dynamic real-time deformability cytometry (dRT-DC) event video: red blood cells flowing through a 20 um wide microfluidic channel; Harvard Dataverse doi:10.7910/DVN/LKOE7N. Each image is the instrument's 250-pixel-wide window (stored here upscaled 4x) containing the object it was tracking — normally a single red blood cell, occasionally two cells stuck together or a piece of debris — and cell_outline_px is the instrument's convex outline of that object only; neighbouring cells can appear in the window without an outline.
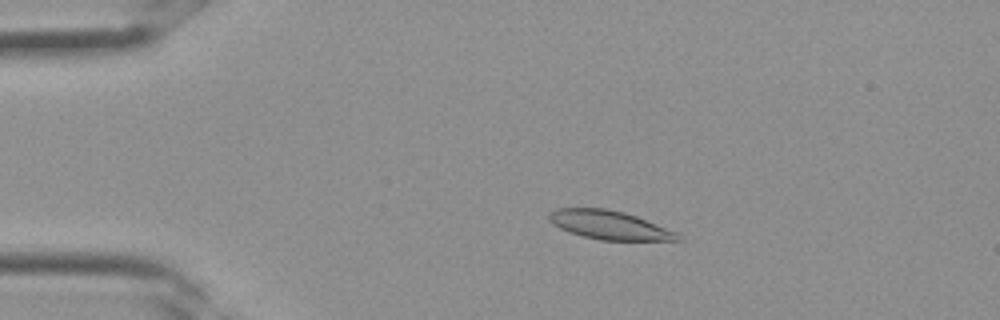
{"species": "Egyptian fruit bat (a non-hibernating species)", "species_latin": "Rousettus aegyptiacus", "temperature_condition": "room temperature", "stored_images_in_passage": 34, "camera_frame_rate_fps": 3000, "um_per_image_px": 0.085, "frame": {"image": 1, "passage_image": 7, "time_ms": 2.0, "image_size_px": [1000, 320], "cell_outline_px": [[684, 240], [600, 240], [568, 232], [552, 224], [548, 220], [548, 216], [556, 208], [608, 208], [624, 212], [636, 216], [676, 232]], "centroid_in_image_um": [51.77, 19.12], "position_along_channel_um": 33.2, "area_um2": 21.39}}
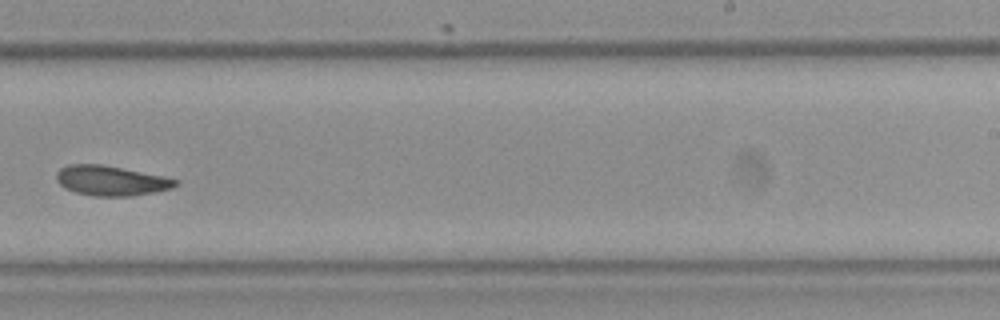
{"frame": {"image": 2, "passage_image": 22, "time_ms": 7.0, "image_size_px": [1000, 320], "cell_outline_px": [[180, 184], [172, 188], [156, 192], [132, 196], [92, 196], [76, 192], [64, 188], [56, 180], [56, 172], [60, 168], [68, 164], [100, 164], [164, 176], [180, 180]], "centroid_in_image_um": [9.45, 15.36], "position_along_channel_um": 279.5, "area_um2": 20.92}}
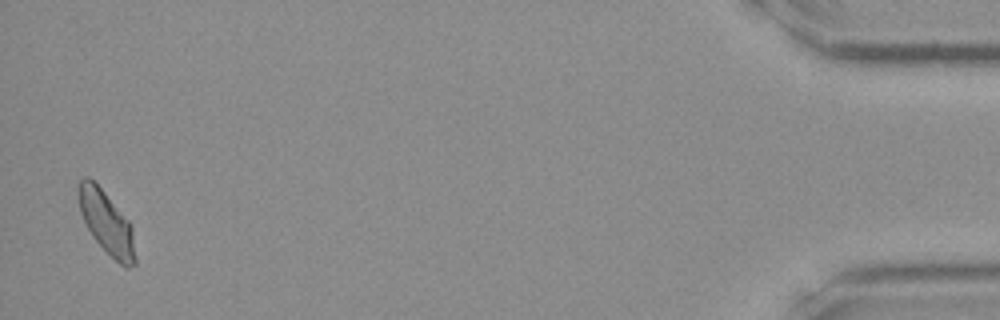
{"frame": {"image": 3, "passage_image": 34, "time_ms": 11.0, "image_size_px": [1000, 320], "cell_outline_px": [[136, 264], [128, 268], [124, 268], [92, 236], [80, 212], [76, 192], [76, 184], [84, 176], [88, 176], [104, 192], [132, 224], [136, 260]], "centroid_in_image_um": [9.04, 18.9], "position_along_channel_um": 426.2, "area_um2": 20.81}}